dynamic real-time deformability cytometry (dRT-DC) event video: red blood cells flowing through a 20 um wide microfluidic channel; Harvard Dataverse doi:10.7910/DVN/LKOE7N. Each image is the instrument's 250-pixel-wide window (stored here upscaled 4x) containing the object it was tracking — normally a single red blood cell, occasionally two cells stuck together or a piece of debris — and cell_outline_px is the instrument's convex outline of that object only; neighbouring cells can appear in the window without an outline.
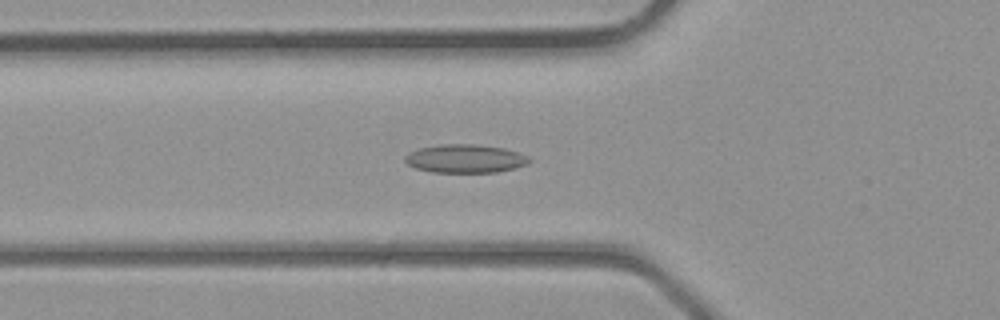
{"species": "common noctule bat (a hibernating species)", "species_latin": "Nyctalus noctula", "temperature_condition": "room temperature", "stored_images_in_passage": 30, "camera_frame_rate_fps": 3000, "um_per_image_px": 0.085, "animal": {"sex": "male", "body_mass_g": 23.1, "forearm_length_mm": 52.7}, "frame": {"image": 1, "passage_image": 9, "time_ms": 2.667, "image_size_px": [1000, 320], "cell_outline_px": [[532, 160], [528, 164], [516, 168], [496, 172], [432, 172], [416, 168], [408, 164], [404, 160], [404, 156], [420, 148], [440, 144], [476, 144], [504, 148], [520, 152], [528, 156]], "centroid_in_image_um": [39.6, 13.48], "position_along_channel_um": 86.2, "area_um2": 20.63}}
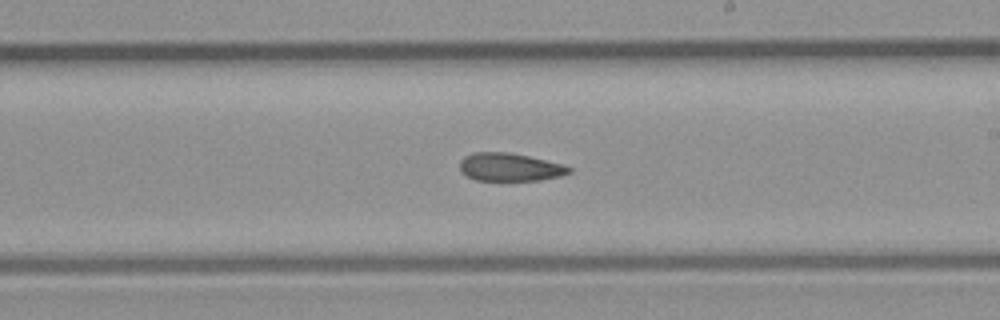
{"frame": {"image": 2, "passage_image": 18, "time_ms": 5.667, "image_size_px": [1000, 320], "cell_outline_px": [[572, 172], [560, 176], [540, 180], [476, 180], [460, 172], [460, 160], [464, 156], [472, 152], [512, 152], [564, 164], [572, 168]], "centroid_in_image_um": [43.34, 14.19], "position_along_channel_um": 245.7, "area_um2": 18.03}}
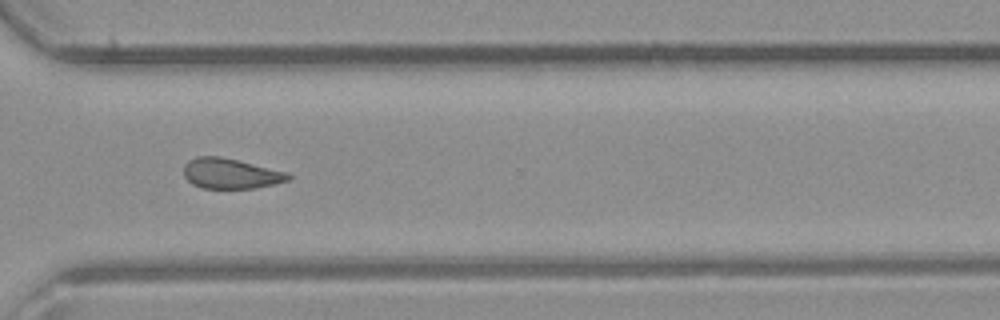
{"frame": {"image": 3, "passage_image": 24, "time_ms": 7.667, "image_size_px": [1000, 320], "cell_outline_px": [[292, 176], [288, 180], [272, 184], [252, 188], [204, 188], [192, 184], [184, 176], [184, 164], [188, 160], [196, 156], [220, 156], [288, 172]], "centroid_in_image_um": [19.57, 14.74], "position_along_channel_um": 351.0, "area_um2": 18.32}}